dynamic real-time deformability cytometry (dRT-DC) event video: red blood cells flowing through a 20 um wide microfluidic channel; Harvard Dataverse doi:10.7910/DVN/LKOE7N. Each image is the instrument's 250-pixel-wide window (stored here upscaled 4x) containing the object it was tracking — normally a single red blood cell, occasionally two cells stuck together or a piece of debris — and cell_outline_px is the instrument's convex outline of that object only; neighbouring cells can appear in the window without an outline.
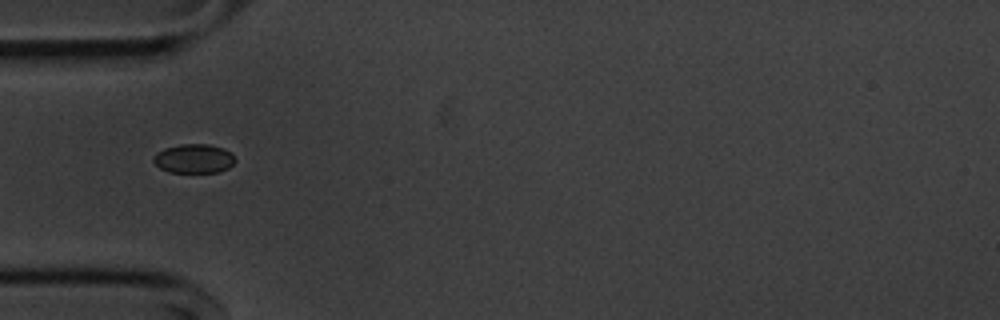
{"species": "common noctule bat (a hibernating species)", "species_latin": "Nyctalus noctula", "temperature_condition": "cold", "stored_images_in_passage": 39, "camera_frame_rate_fps": 3000, "um_per_image_px": 0.085, "animal": {"sex": "male", "body_mass_g": 20.1, "forearm_length_mm": 53.5}, "frame": {"image": 1, "passage_image": 1, "time_ms": 0.0, "image_size_px": [1000, 320], "cell_outline_px": [[236, 160], [228, 168], [220, 172], [168, 172], [160, 168], [152, 160], [156, 152], [164, 148], [180, 144], [208, 144], [224, 148]], "centroid_in_image_um": [16.45, 13.48], "position_along_channel_um": 68.5, "area_um2": 13.81}}
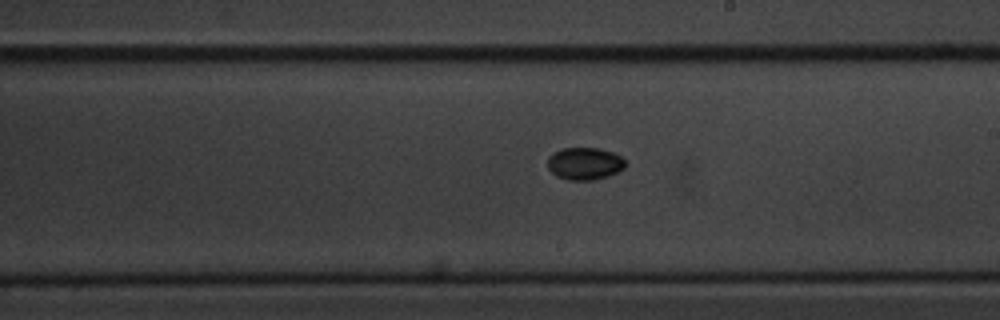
{"frame": {"image": 2, "passage_image": 15, "time_ms": 4.667, "image_size_px": [1000, 320], "cell_outline_px": [[624, 168], [608, 176], [592, 180], [568, 180], [556, 176], [548, 168], [548, 156], [552, 152], [560, 148], [600, 148], [612, 152], [620, 156], [624, 160]], "centroid_in_image_um": [49.65, 13.89], "position_along_channel_um": 239.3, "area_um2": 14.68}}
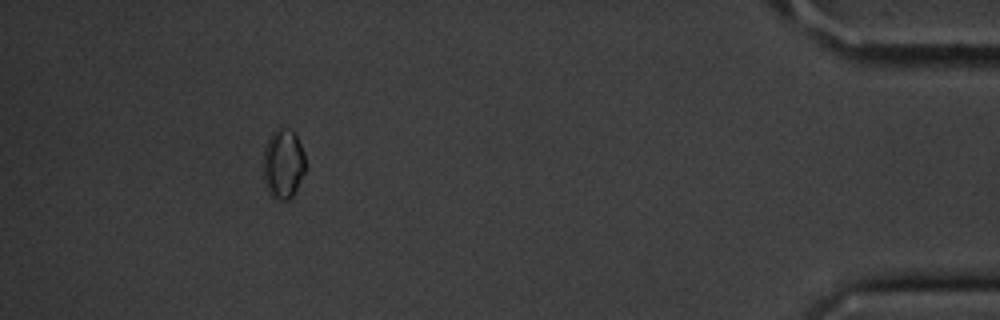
{"frame": {"image": 3, "passage_image": 34, "time_ms": 11.0, "image_size_px": [1000, 320], "cell_outline_px": [[308, 168], [292, 196], [288, 200], [280, 200], [272, 196], [268, 192], [264, 180], [264, 148], [272, 132], [280, 124], [292, 128], [296, 132], [304, 152]], "centroid_in_image_um": [24.12, 13.85], "position_along_channel_um": 411.1, "area_um2": 17.74}}